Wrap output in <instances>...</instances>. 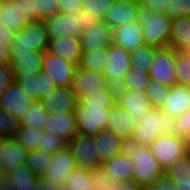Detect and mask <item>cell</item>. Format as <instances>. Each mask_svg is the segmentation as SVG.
<instances>
[{
    "instance_id": "obj_1",
    "label": "cell",
    "mask_w": 190,
    "mask_h": 190,
    "mask_svg": "<svg viewBox=\"0 0 190 190\" xmlns=\"http://www.w3.org/2000/svg\"><path fill=\"white\" fill-rule=\"evenodd\" d=\"M122 153L129 156L133 162L132 179L145 189L150 183L164 173L157 159L148 146L142 145L132 139L124 140Z\"/></svg>"
},
{
    "instance_id": "obj_2",
    "label": "cell",
    "mask_w": 190,
    "mask_h": 190,
    "mask_svg": "<svg viewBox=\"0 0 190 190\" xmlns=\"http://www.w3.org/2000/svg\"><path fill=\"white\" fill-rule=\"evenodd\" d=\"M136 21L142 27L144 45L157 49L170 47L173 19L166 13L158 14L140 5Z\"/></svg>"
},
{
    "instance_id": "obj_3",
    "label": "cell",
    "mask_w": 190,
    "mask_h": 190,
    "mask_svg": "<svg viewBox=\"0 0 190 190\" xmlns=\"http://www.w3.org/2000/svg\"><path fill=\"white\" fill-rule=\"evenodd\" d=\"M176 117L160 109L153 108L147 116L135 125L131 139L148 146L162 134L172 135L175 132Z\"/></svg>"
},
{
    "instance_id": "obj_4",
    "label": "cell",
    "mask_w": 190,
    "mask_h": 190,
    "mask_svg": "<svg viewBox=\"0 0 190 190\" xmlns=\"http://www.w3.org/2000/svg\"><path fill=\"white\" fill-rule=\"evenodd\" d=\"M97 19L84 10L75 11L70 14L57 13L45 20L46 31L49 38L70 36L79 38L83 29L93 25Z\"/></svg>"
},
{
    "instance_id": "obj_5",
    "label": "cell",
    "mask_w": 190,
    "mask_h": 190,
    "mask_svg": "<svg viewBox=\"0 0 190 190\" xmlns=\"http://www.w3.org/2000/svg\"><path fill=\"white\" fill-rule=\"evenodd\" d=\"M49 36L43 21H31L21 31L16 32L14 41L9 47L11 58L17 52L46 51Z\"/></svg>"
},
{
    "instance_id": "obj_6",
    "label": "cell",
    "mask_w": 190,
    "mask_h": 190,
    "mask_svg": "<svg viewBox=\"0 0 190 190\" xmlns=\"http://www.w3.org/2000/svg\"><path fill=\"white\" fill-rule=\"evenodd\" d=\"M149 149L164 170L188 154L187 141L175 134L157 136L149 145Z\"/></svg>"
},
{
    "instance_id": "obj_7",
    "label": "cell",
    "mask_w": 190,
    "mask_h": 190,
    "mask_svg": "<svg viewBox=\"0 0 190 190\" xmlns=\"http://www.w3.org/2000/svg\"><path fill=\"white\" fill-rule=\"evenodd\" d=\"M110 110L106 108L85 107L78 102L74 110L77 133L96 136L99 132L106 130Z\"/></svg>"
},
{
    "instance_id": "obj_8",
    "label": "cell",
    "mask_w": 190,
    "mask_h": 190,
    "mask_svg": "<svg viewBox=\"0 0 190 190\" xmlns=\"http://www.w3.org/2000/svg\"><path fill=\"white\" fill-rule=\"evenodd\" d=\"M71 151L76 168L91 171L101 167L103 163L96 151L94 136L76 134L67 144Z\"/></svg>"
},
{
    "instance_id": "obj_9",
    "label": "cell",
    "mask_w": 190,
    "mask_h": 190,
    "mask_svg": "<svg viewBox=\"0 0 190 190\" xmlns=\"http://www.w3.org/2000/svg\"><path fill=\"white\" fill-rule=\"evenodd\" d=\"M175 50L172 47L156 50L149 68L151 80L172 87L176 85Z\"/></svg>"
},
{
    "instance_id": "obj_10",
    "label": "cell",
    "mask_w": 190,
    "mask_h": 190,
    "mask_svg": "<svg viewBox=\"0 0 190 190\" xmlns=\"http://www.w3.org/2000/svg\"><path fill=\"white\" fill-rule=\"evenodd\" d=\"M116 104L131 114L135 125L153 109L145 90L117 88Z\"/></svg>"
},
{
    "instance_id": "obj_11",
    "label": "cell",
    "mask_w": 190,
    "mask_h": 190,
    "mask_svg": "<svg viewBox=\"0 0 190 190\" xmlns=\"http://www.w3.org/2000/svg\"><path fill=\"white\" fill-rule=\"evenodd\" d=\"M78 64L45 51L42 70L46 72L57 87H72Z\"/></svg>"
},
{
    "instance_id": "obj_12",
    "label": "cell",
    "mask_w": 190,
    "mask_h": 190,
    "mask_svg": "<svg viewBox=\"0 0 190 190\" xmlns=\"http://www.w3.org/2000/svg\"><path fill=\"white\" fill-rule=\"evenodd\" d=\"M106 59L103 74L108 84L117 87L131 69V53L112 43Z\"/></svg>"
},
{
    "instance_id": "obj_13",
    "label": "cell",
    "mask_w": 190,
    "mask_h": 190,
    "mask_svg": "<svg viewBox=\"0 0 190 190\" xmlns=\"http://www.w3.org/2000/svg\"><path fill=\"white\" fill-rule=\"evenodd\" d=\"M113 30L104 21L98 20L82 30L79 41L81 52H92L96 48L109 47L113 43Z\"/></svg>"
},
{
    "instance_id": "obj_14",
    "label": "cell",
    "mask_w": 190,
    "mask_h": 190,
    "mask_svg": "<svg viewBox=\"0 0 190 190\" xmlns=\"http://www.w3.org/2000/svg\"><path fill=\"white\" fill-rule=\"evenodd\" d=\"M40 102L49 114H58L59 112H74L79 100L72 87H57Z\"/></svg>"
},
{
    "instance_id": "obj_15",
    "label": "cell",
    "mask_w": 190,
    "mask_h": 190,
    "mask_svg": "<svg viewBox=\"0 0 190 190\" xmlns=\"http://www.w3.org/2000/svg\"><path fill=\"white\" fill-rule=\"evenodd\" d=\"M76 165L71 151L68 147L52 154V159L42 175L54 181V183L65 184L68 176L75 170Z\"/></svg>"
},
{
    "instance_id": "obj_16",
    "label": "cell",
    "mask_w": 190,
    "mask_h": 190,
    "mask_svg": "<svg viewBox=\"0 0 190 190\" xmlns=\"http://www.w3.org/2000/svg\"><path fill=\"white\" fill-rule=\"evenodd\" d=\"M34 102L26 96L22 87L15 81L0 96V108L16 118L24 115L29 106Z\"/></svg>"
},
{
    "instance_id": "obj_17",
    "label": "cell",
    "mask_w": 190,
    "mask_h": 190,
    "mask_svg": "<svg viewBox=\"0 0 190 190\" xmlns=\"http://www.w3.org/2000/svg\"><path fill=\"white\" fill-rule=\"evenodd\" d=\"M43 130L63 137L67 143L70 142L77 134L75 113L59 112L58 114H50L44 123Z\"/></svg>"
},
{
    "instance_id": "obj_18",
    "label": "cell",
    "mask_w": 190,
    "mask_h": 190,
    "mask_svg": "<svg viewBox=\"0 0 190 190\" xmlns=\"http://www.w3.org/2000/svg\"><path fill=\"white\" fill-rule=\"evenodd\" d=\"M113 43L124 48L128 52H133L144 45L143 30L137 21L126 23L113 30Z\"/></svg>"
},
{
    "instance_id": "obj_19",
    "label": "cell",
    "mask_w": 190,
    "mask_h": 190,
    "mask_svg": "<svg viewBox=\"0 0 190 190\" xmlns=\"http://www.w3.org/2000/svg\"><path fill=\"white\" fill-rule=\"evenodd\" d=\"M45 57V51L17 52L11 58L12 70L15 78L22 76L25 73L37 74L42 70Z\"/></svg>"
},
{
    "instance_id": "obj_20",
    "label": "cell",
    "mask_w": 190,
    "mask_h": 190,
    "mask_svg": "<svg viewBox=\"0 0 190 190\" xmlns=\"http://www.w3.org/2000/svg\"><path fill=\"white\" fill-rule=\"evenodd\" d=\"M28 151L15 138H2L0 142V166L7 172L25 164Z\"/></svg>"
},
{
    "instance_id": "obj_21",
    "label": "cell",
    "mask_w": 190,
    "mask_h": 190,
    "mask_svg": "<svg viewBox=\"0 0 190 190\" xmlns=\"http://www.w3.org/2000/svg\"><path fill=\"white\" fill-rule=\"evenodd\" d=\"M140 2L114 1L112 7L107 12L104 21L112 30L126 23L136 21L138 17Z\"/></svg>"
},
{
    "instance_id": "obj_22",
    "label": "cell",
    "mask_w": 190,
    "mask_h": 190,
    "mask_svg": "<svg viewBox=\"0 0 190 190\" xmlns=\"http://www.w3.org/2000/svg\"><path fill=\"white\" fill-rule=\"evenodd\" d=\"M134 128L135 123L131 114L115 104L109 112L106 130L113 132L123 140H127L131 139Z\"/></svg>"
},
{
    "instance_id": "obj_23",
    "label": "cell",
    "mask_w": 190,
    "mask_h": 190,
    "mask_svg": "<svg viewBox=\"0 0 190 190\" xmlns=\"http://www.w3.org/2000/svg\"><path fill=\"white\" fill-rule=\"evenodd\" d=\"M190 107V87L174 85L163 101L160 110L167 112L173 117L183 114Z\"/></svg>"
},
{
    "instance_id": "obj_24",
    "label": "cell",
    "mask_w": 190,
    "mask_h": 190,
    "mask_svg": "<svg viewBox=\"0 0 190 190\" xmlns=\"http://www.w3.org/2000/svg\"><path fill=\"white\" fill-rule=\"evenodd\" d=\"M107 85L108 83L103 73L78 68L72 83V90L77 94L78 100H80L87 94V91L99 90Z\"/></svg>"
},
{
    "instance_id": "obj_25",
    "label": "cell",
    "mask_w": 190,
    "mask_h": 190,
    "mask_svg": "<svg viewBox=\"0 0 190 190\" xmlns=\"http://www.w3.org/2000/svg\"><path fill=\"white\" fill-rule=\"evenodd\" d=\"M47 51L76 64L79 63L82 53L79 38L70 36L49 38Z\"/></svg>"
},
{
    "instance_id": "obj_26",
    "label": "cell",
    "mask_w": 190,
    "mask_h": 190,
    "mask_svg": "<svg viewBox=\"0 0 190 190\" xmlns=\"http://www.w3.org/2000/svg\"><path fill=\"white\" fill-rule=\"evenodd\" d=\"M29 22L21 6L16 4L14 0H4L0 2V27L5 25L15 32H19L25 28Z\"/></svg>"
},
{
    "instance_id": "obj_27",
    "label": "cell",
    "mask_w": 190,
    "mask_h": 190,
    "mask_svg": "<svg viewBox=\"0 0 190 190\" xmlns=\"http://www.w3.org/2000/svg\"><path fill=\"white\" fill-rule=\"evenodd\" d=\"M94 141L102 162L122 153L124 140L109 130L99 132Z\"/></svg>"
},
{
    "instance_id": "obj_28",
    "label": "cell",
    "mask_w": 190,
    "mask_h": 190,
    "mask_svg": "<svg viewBox=\"0 0 190 190\" xmlns=\"http://www.w3.org/2000/svg\"><path fill=\"white\" fill-rule=\"evenodd\" d=\"M133 166L131 158L123 153L101 164V168L109 175V178L119 181L132 179Z\"/></svg>"
},
{
    "instance_id": "obj_29",
    "label": "cell",
    "mask_w": 190,
    "mask_h": 190,
    "mask_svg": "<svg viewBox=\"0 0 190 190\" xmlns=\"http://www.w3.org/2000/svg\"><path fill=\"white\" fill-rule=\"evenodd\" d=\"M116 92V86L108 84L99 90L87 91L79 102L85 107L111 109L116 104Z\"/></svg>"
},
{
    "instance_id": "obj_30",
    "label": "cell",
    "mask_w": 190,
    "mask_h": 190,
    "mask_svg": "<svg viewBox=\"0 0 190 190\" xmlns=\"http://www.w3.org/2000/svg\"><path fill=\"white\" fill-rule=\"evenodd\" d=\"M90 175L96 190H142L134 179L119 181L109 178L101 167L91 170Z\"/></svg>"
},
{
    "instance_id": "obj_31",
    "label": "cell",
    "mask_w": 190,
    "mask_h": 190,
    "mask_svg": "<svg viewBox=\"0 0 190 190\" xmlns=\"http://www.w3.org/2000/svg\"><path fill=\"white\" fill-rule=\"evenodd\" d=\"M170 47L174 50H190V17L173 19L170 32Z\"/></svg>"
},
{
    "instance_id": "obj_32",
    "label": "cell",
    "mask_w": 190,
    "mask_h": 190,
    "mask_svg": "<svg viewBox=\"0 0 190 190\" xmlns=\"http://www.w3.org/2000/svg\"><path fill=\"white\" fill-rule=\"evenodd\" d=\"M36 177L28 166L22 164L7 173V182L14 190H37Z\"/></svg>"
},
{
    "instance_id": "obj_33",
    "label": "cell",
    "mask_w": 190,
    "mask_h": 190,
    "mask_svg": "<svg viewBox=\"0 0 190 190\" xmlns=\"http://www.w3.org/2000/svg\"><path fill=\"white\" fill-rule=\"evenodd\" d=\"M109 47L96 48L92 52H82L78 68L86 71L103 73Z\"/></svg>"
},
{
    "instance_id": "obj_34",
    "label": "cell",
    "mask_w": 190,
    "mask_h": 190,
    "mask_svg": "<svg viewBox=\"0 0 190 190\" xmlns=\"http://www.w3.org/2000/svg\"><path fill=\"white\" fill-rule=\"evenodd\" d=\"M49 112L40 101H34L24 115L19 118L20 127L44 128Z\"/></svg>"
},
{
    "instance_id": "obj_35",
    "label": "cell",
    "mask_w": 190,
    "mask_h": 190,
    "mask_svg": "<svg viewBox=\"0 0 190 190\" xmlns=\"http://www.w3.org/2000/svg\"><path fill=\"white\" fill-rule=\"evenodd\" d=\"M164 172L175 184L190 185V156L186 154L177 159Z\"/></svg>"
},
{
    "instance_id": "obj_36",
    "label": "cell",
    "mask_w": 190,
    "mask_h": 190,
    "mask_svg": "<svg viewBox=\"0 0 190 190\" xmlns=\"http://www.w3.org/2000/svg\"><path fill=\"white\" fill-rule=\"evenodd\" d=\"M42 132L43 129L41 128L20 127L14 138L24 149L30 152L39 149Z\"/></svg>"
},
{
    "instance_id": "obj_37",
    "label": "cell",
    "mask_w": 190,
    "mask_h": 190,
    "mask_svg": "<svg viewBox=\"0 0 190 190\" xmlns=\"http://www.w3.org/2000/svg\"><path fill=\"white\" fill-rule=\"evenodd\" d=\"M150 80L148 71L131 68L116 88L145 90Z\"/></svg>"
},
{
    "instance_id": "obj_38",
    "label": "cell",
    "mask_w": 190,
    "mask_h": 190,
    "mask_svg": "<svg viewBox=\"0 0 190 190\" xmlns=\"http://www.w3.org/2000/svg\"><path fill=\"white\" fill-rule=\"evenodd\" d=\"M65 190H96L91 180L90 171L75 168L64 184Z\"/></svg>"
},
{
    "instance_id": "obj_39",
    "label": "cell",
    "mask_w": 190,
    "mask_h": 190,
    "mask_svg": "<svg viewBox=\"0 0 190 190\" xmlns=\"http://www.w3.org/2000/svg\"><path fill=\"white\" fill-rule=\"evenodd\" d=\"M176 84L190 87V54L175 50Z\"/></svg>"
},
{
    "instance_id": "obj_40",
    "label": "cell",
    "mask_w": 190,
    "mask_h": 190,
    "mask_svg": "<svg viewBox=\"0 0 190 190\" xmlns=\"http://www.w3.org/2000/svg\"><path fill=\"white\" fill-rule=\"evenodd\" d=\"M51 159L52 154L47 151L37 149L28 152L25 165L28 166L35 175H42L48 167Z\"/></svg>"
},
{
    "instance_id": "obj_41",
    "label": "cell",
    "mask_w": 190,
    "mask_h": 190,
    "mask_svg": "<svg viewBox=\"0 0 190 190\" xmlns=\"http://www.w3.org/2000/svg\"><path fill=\"white\" fill-rule=\"evenodd\" d=\"M157 48L143 45L131 52V68L149 71Z\"/></svg>"
},
{
    "instance_id": "obj_42",
    "label": "cell",
    "mask_w": 190,
    "mask_h": 190,
    "mask_svg": "<svg viewBox=\"0 0 190 190\" xmlns=\"http://www.w3.org/2000/svg\"><path fill=\"white\" fill-rule=\"evenodd\" d=\"M170 87L165 86L156 80H150L145 88V93L150 99L153 108L159 109L169 93Z\"/></svg>"
},
{
    "instance_id": "obj_43",
    "label": "cell",
    "mask_w": 190,
    "mask_h": 190,
    "mask_svg": "<svg viewBox=\"0 0 190 190\" xmlns=\"http://www.w3.org/2000/svg\"><path fill=\"white\" fill-rule=\"evenodd\" d=\"M114 0H83L82 10L91 14L94 19L104 20Z\"/></svg>"
},
{
    "instance_id": "obj_44",
    "label": "cell",
    "mask_w": 190,
    "mask_h": 190,
    "mask_svg": "<svg viewBox=\"0 0 190 190\" xmlns=\"http://www.w3.org/2000/svg\"><path fill=\"white\" fill-rule=\"evenodd\" d=\"M20 129L19 118L0 108V137L14 138Z\"/></svg>"
},
{
    "instance_id": "obj_45",
    "label": "cell",
    "mask_w": 190,
    "mask_h": 190,
    "mask_svg": "<svg viewBox=\"0 0 190 190\" xmlns=\"http://www.w3.org/2000/svg\"><path fill=\"white\" fill-rule=\"evenodd\" d=\"M67 144L68 143L63 137L53 135L50 132L43 130L42 140L39 143V149L42 151H47L50 154H55L56 152L66 148Z\"/></svg>"
},
{
    "instance_id": "obj_46",
    "label": "cell",
    "mask_w": 190,
    "mask_h": 190,
    "mask_svg": "<svg viewBox=\"0 0 190 190\" xmlns=\"http://www.w3.org/2000/svg\"><path fill=\"white\" fill-rule=\"evenodd\" d=\"M26 96L38 101V76L37 74L25 73L16 79Z\"/></svg>"
},
{
    "instance_id": "obj_47",
    "label": "cell",
    "mask_w": 190,
    "mask_h": 190,
    "mask_svg": "<svg viewBox=\"0 0 190 190\" xmlns=\"http://www.w3.org/2000/svg\"><path fill=\"white\" fill-rule=\"evenodd\" d=\"M37 21H43L59 12L57 0H33Z\"/></svg>"
},
{
    "instance_id": "obj_48",
    "label": "cell",
    "mask_w": 190,
    "mask_h": 190,
    "mask_svg": "<svg viewBox=\"0 0 190 190\" xmlns=\"http://www.w3.org/2000/svg\"><path fill=\"white\" fill-rule=\"evenodd\" d=\"M165 13L171 19L190 17V0H170Z\"/></svg>"
},
{
    "instance_id": "obj_49",
    "label": "cell",
    "mask_w": 190,
    "mask_h": 190,
    "mask_svg": "<svg viewBox=\"0 0 190 190\" xmlns=\"http://www.w3.org/2000/svg\"><path fill=\"white\" fill-rule=\"evenodd\" d=\"M38 76V101L47 96L49 92H52L55 88H57L56 84L50 78V76L40 70L37 73Z\"/></svg>"
},
{
    "instance_id": "obj_50",
    "label": "cell",
    "mask_w": 190,
    "mask_h": 190,
    "mask_svg": "<svg viewBox=\"0 0 190 190\" xmlns=\"http://www.w3.org/2000/svg\"><path fill=\"white\" fill-rule=\"evenodd\" d=\"M177 184L164 172L144 190H176Z\"/></svg>"
},
{
    "instance_id": "obj_51",
    "label": "cell",
    "mask_w": 190,
    "mask_h": 190,
    "mask_svg": "<svg viewBox=\"0 0 190 190\" xmlns=\"http://www.w3.org/2000/svg\"><path fill=\"white\" fill-rule=\"evenodd\" d=\"M15 81L16 78L12 70V65H0V96L4 93L8 86Z\"/></svg>"
},
{
    "instance_id": "obj_52",
    "label": "cell",
    "mask_w": 190,
    "mask_h": 190,
    "mask_svg": "<svg viewBox=\"0 0 190 190\" xmlns=\"http://www.w3.org/2000/svg\"><path fill=\"white\" fill-rule=\"evenodd\" d=\"M176 127L174 134L187 140L190 136V121L183 114L178 115L175 121Z\"/></svg>"
},
{
    "instance_id": "obj_53",
    "label": "cell",
    "mask_w": 190,
    "mask_h": 190,
    "mask_svg": "<svg viewBox=\"0 0 190 190\" xmlns=\"http://www.w3.org/2000/svg\"><path fill=\"white\" fill-rule=\"evenodd\" d=\"M83 0H57L59 13L70 14L82 10Z\"/></svg>"
},
{
    "instance_id": "obj_54",
    "label": "cell",
    "mask_w": 190,
    "mask_h": 190,
    "mask_svg": "<svg viewBox=\"0 0 190 190\" xmlns=\"http://www.w3.org/2000/svg\"><path fill=\"white\" fill-rule=\"evenodd\" d=\"M37 190H65V186L60 183H54V181L45 177L44 175H37L36 177Z\"/></svg>"
},
{
    "instance_id": "obj_55",
    "label": "cell",
    "mask_w": 190,
    "mask_h": 190,
    "mask_svg": "<svg viewBox=\"0 0 190 190\" xmlns=\"http://www.w3.org/2000/svg\"><path fill=\"white\" fill-rule=\"evenodd\" d=\"M170 0H140V5L158 14L165 13Z\"/></svg>"
},
{
    "instance_id": "obj_56",
    "label": "cell",
    "mask_w": 190,
    "mask_h": 190,
    "mask_svg": "<svg viewBox=\"0 0 190 190\" xmlns=\"http://www.w3.org/2000/svg\"><path fill=\"white\" fill-rule=\"evenodd\" d=\"M16 4L21 6L25 16L29 21H37V14L33 5V0H14Z\"/></svg>"
},
{
    "instance_id": "obj_57",
    "label": "cell",
    "mask_w": 190,
    "mask_h": 190,
    "mask_svg": "<svg viewBox=\"0 0 190 190\" xmlns=\"http://www.w3.org/2000/svg\"><path fill=\"white\" fill-rule=\"evenodd\" d=\"M16 32L5 25L0 27V43H8V47L12 45Z\"/></svg>"
},
{
    "instance_id": "obj_58",
    "label": "cell",
    "mask_w": 190,
    "mask_h": 190,
    "mask_svg": "<svg viewBox=\"0 0 190 190\" xmlns=\"http://www.w3.org/2000/svg\"><path fill=\"white\" fill-rule=\"evenodd\" d=\"M11 64V55L8 43H0V65Z\"/></svg>"
},
{
    "instance_id": "obj_59",
    "label": "cell",
    "mask_w": 190,
    "mask_h": 190,
    "mask_svg": "<svg viewBox=\"0 0 190 190\" xmlns=\"http://www.w3.org/2000/svg\"><path fill=\"white\" fill-rule=\"evenodd\" d=\"M7 171L0 166V185H3L7 182Z\"/></svg>"
},
{
    "instance_id": "obj_60",
    "label": "cell",
    "mask_w": 190,
    "mask_h": 190,
    "mask_svg": "<svg viewBox=\"0 0 190 190\" xmlns=\"http://www.w3.org/2000/svg\"><path fill=\"white\" fill-rule=\"evenodd\" d=\"M0 190H14L8 182L3 185H0Z\"/></svg>"
},
{
    "instance_id": "obj_61",
    "label": "cell",
    "mask_w": 190,
    "mask_h": 190,
    "mask_svg": "<svg viewBox=\"0 0 190 190\" xmlns=\"http://www.w3.org/2000/svg\"><path fill=\"white\" fill-rule=\"evenodd\" d=\"M176 190H190V185L177 184Z\"/></svg>"
},
{
    "instance_id": "obj_62",
    "label": "cell",
    "mask_w": 190,
    "mask_h": 190,
    "mask_svg": "<svg viewBox=\"0 0 190 190\" xmlns=\"http://www.w3.org/2000/svg\"><path fill=\"white\" fill-rule=\"evenodd\" d=\"M184 117L190 121V107L183 113Z\"/></svg>"
},
{
    "instance_id": "obj_63",
    "label": "cell",
    "mask_w": 190,
    "mask_h": 190,
    "mask_svg": "<svg viewBox=\"0 0 190 190\" xmlns=\"http://www.w3.org/2000/svg\"><path fill=\"white\" fill-rule=\"evenodd\" d=\"M114 1H121V2H140V0H114Z\"/></svg>"
},
{
    "instance_id": "obj_64",
    "label": "cell",
    "mask_w": 190,
    "mask_h": 190,
    "mask_svg": "<svg viewBox=\"0 0 190 190\" xmlns=\"http://www.w3.org/2000/svg\"><path fill=\"white\" fill-rule=\"evenodd\" d=\"M186 141H187L188 146H190V136Z\"/></svg>"
},
{
    "instance_id": "obj_65",
    "label": "cell",
    "mask_w": 190,
    "mask_h": 190,
    "mask_svg": "<svg viewBox=\"0 0 190 190\" xmlns=\"http://www.w3.org/2000/svg\"><path fill=\"white\" fill-rule=\"evenodd\" d=\"M188 155L190 156V146H188Z\"/></svg>"
}]
</instances>
